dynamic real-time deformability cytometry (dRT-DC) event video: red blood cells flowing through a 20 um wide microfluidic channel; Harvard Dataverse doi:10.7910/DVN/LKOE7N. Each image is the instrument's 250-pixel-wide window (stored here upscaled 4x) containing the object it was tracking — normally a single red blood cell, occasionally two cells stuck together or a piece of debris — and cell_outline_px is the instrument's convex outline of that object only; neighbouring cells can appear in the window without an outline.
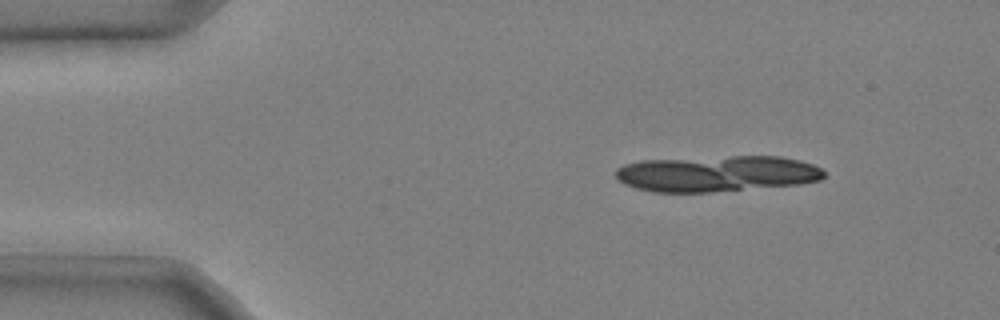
{"species": "common noctule bat (a hibernating species)", "species_latin": "Nyctalus noctula", "temperature_condition": "cold", "stored_images_in_passage": 4, "camera_frame_rate_fps": 3000, "um_per_image_px": 0.085, "animal": {"sex": "male", "body_mass_g": 20.4}, "frame": {"image": 1, "passage_image": 3, "time_ms": 0.667, "image_size_px": [1000, 320], "cell_outline_px": [[236, 300], [228, 300], [128, 256], [128, 252], [176, 256], [208, 272], [228, 288], [236, 296]], "centroid_in_image_um": [15.77, 23.19], "position_along_channel_um": 69.2, "area_um2": 11.73}}